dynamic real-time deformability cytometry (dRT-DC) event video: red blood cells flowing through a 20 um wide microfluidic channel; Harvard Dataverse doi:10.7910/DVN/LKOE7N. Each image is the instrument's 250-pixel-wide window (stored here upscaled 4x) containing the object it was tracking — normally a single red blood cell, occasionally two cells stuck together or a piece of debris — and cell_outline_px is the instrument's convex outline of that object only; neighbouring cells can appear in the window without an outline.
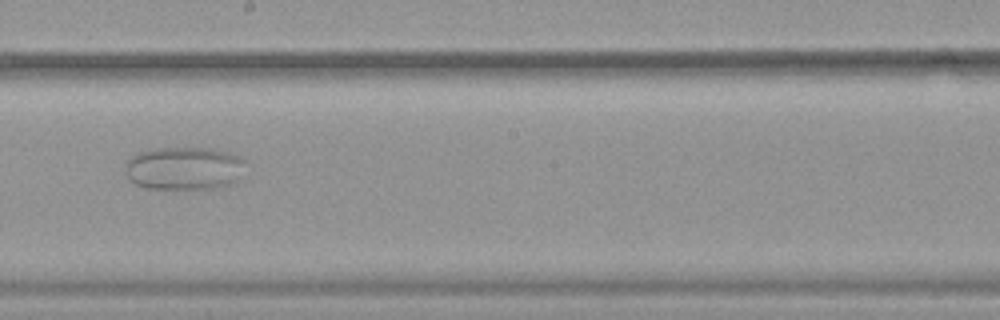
{"species": "common noctule bat (a hibernating species)", "species_latin": "Nyctalus noctula", "temperature_condition": "warm", "stored_images_in_passage": 34, "camera_frame_rate_fps": 3000, "um_per_image_px": 0.085, "animal": {"sex": "female", "body_mass_g": 19.9}, "frame": {"image": 1, "passage_image": 20, "time_ms": 6.333, "image_size_px": [1000, 320], "cell_outline_px": [[244, 164], [236, 180], [228, 184], [216, 188], [148, 188], [136, 184], [128, 180], [124, 168], [128, 160], [132, 156], [140, 152], [156, 148], [212, 148], [228, 152], [240, 156], [244, 160]], "centroid_in_image_um": [15.61, 14.29], "position_along_channel_um": 232.6, "area_um2": 29.94}}
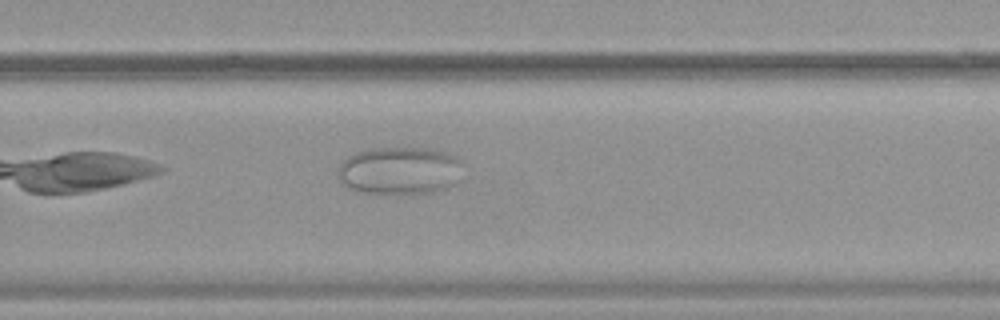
{"frame": {"image": 2, "passage_image": 25, "time_ms": 8.0, "image_size_px": [1000, 320], "cell_outline_px": [[464, 164], [456, 184], [448, 188], [436, 192], [356, 192], [340, 184], [336, 172], [340, 164], [348, 156], [356, 152], [372, 148], [432, 148], [448, 152], [456, 156]], "centroid_in_image_um": [33.98, 14.48], "position_along_channel_um": 295.8, "area_um2": 35.14}}